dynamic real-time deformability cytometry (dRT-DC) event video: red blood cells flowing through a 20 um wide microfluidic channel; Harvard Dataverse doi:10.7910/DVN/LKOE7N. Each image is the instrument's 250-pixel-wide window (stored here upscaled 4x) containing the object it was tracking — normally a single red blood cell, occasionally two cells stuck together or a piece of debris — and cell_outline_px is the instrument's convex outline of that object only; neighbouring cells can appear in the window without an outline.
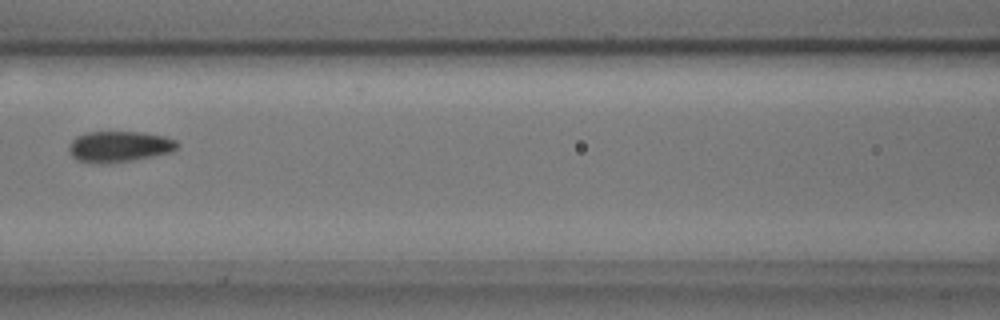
{"species": "common noctule bat (a hibernating species)", "species_latin": "Nyctalus noctula", "temperature_condition": "cold", "stored_images_in_passage": 4, "camera_frame_rate_fps": 3000, "um_per_image_px": 0.085, "animal": {"sex": "male", "body_mass_g": 17.9, "forearm_length_mm": 54.2}, "frame": {"image": 1, "passage_image": 4, "time_ms": 1.0, "image_size_px": [1000, 320], "cell_outline_px": [[180, 144], [172, 152], [132, 160], [100, 164], [76, 160], [72, 156], [68, 148], [72, 140], [76, 136], [88, 132], [140, 132], [164, 136], [176, 140]], "centroid_in_image_um": [10.13, 12.46], "position_along_channel_um": 156.5, "area_um2": 19.48}}